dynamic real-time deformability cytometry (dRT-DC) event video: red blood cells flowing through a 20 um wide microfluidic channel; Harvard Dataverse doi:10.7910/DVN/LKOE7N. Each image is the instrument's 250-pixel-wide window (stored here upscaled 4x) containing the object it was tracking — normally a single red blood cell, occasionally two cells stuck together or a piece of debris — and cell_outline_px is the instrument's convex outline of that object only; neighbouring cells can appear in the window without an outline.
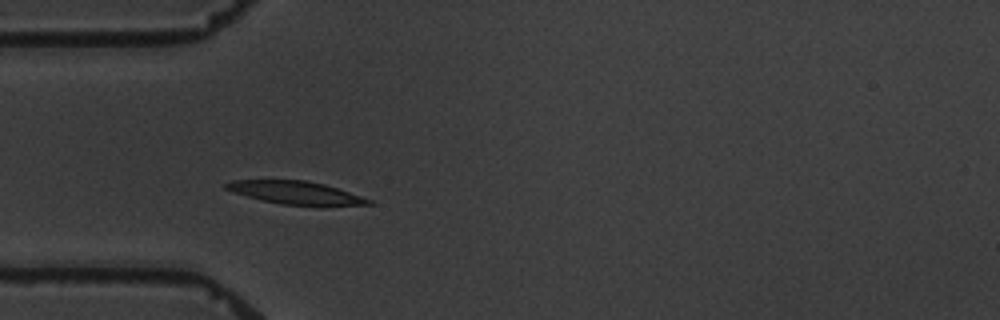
{"species": "common noctule bat (a hibernating species)", "species_latin": "Nyctalus noctula", "temperature_condition": "warm", "stored_images_in_passage": 2, "camera_frame_rate_fps": 3000, "um_per_image_px": 0.085, "animal": {"sex": "male", "body_mass_g": 19.5, "forearm_length_mm": 54.6}, "frame": {"image": 1, "passage_image": 1, "time_ms": 0.0, "image_size_px": [1000, 320], "cell_outline_px": [[376, 204], [320, 208], [284, 204], [264, 200], [232, 192], [224, 188], [224, 184], [232, 180], [304, 180], [324, 184], [372, 200]], "centroid_in_image_um": [25.23, 16.42], "position_along_channel_um": 59.8, "area_um2": 19.54}}
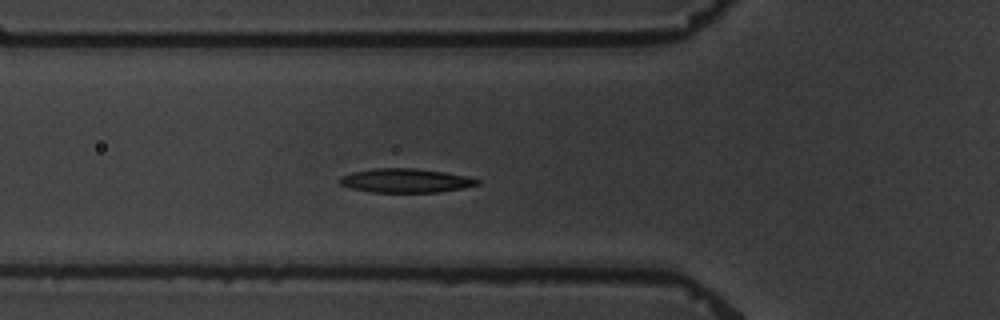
{"frame": {"image": 2, "passage_image": 2, "time_ms": 1.0, "image_size_px": [1000, 320], "cell_outline_px": [[484, 180], [480, 184], [464, 188], [440, 192], [368, 192], [352, 188], [340, 184], [340, 176], [352, 172], [372, 168], [416, 168], [444, 172], [468, 176]], "centroid_in_image_um": [34.53, 15.35], "position_along_channel_um": 91.3, "area_um2": 19.48}}